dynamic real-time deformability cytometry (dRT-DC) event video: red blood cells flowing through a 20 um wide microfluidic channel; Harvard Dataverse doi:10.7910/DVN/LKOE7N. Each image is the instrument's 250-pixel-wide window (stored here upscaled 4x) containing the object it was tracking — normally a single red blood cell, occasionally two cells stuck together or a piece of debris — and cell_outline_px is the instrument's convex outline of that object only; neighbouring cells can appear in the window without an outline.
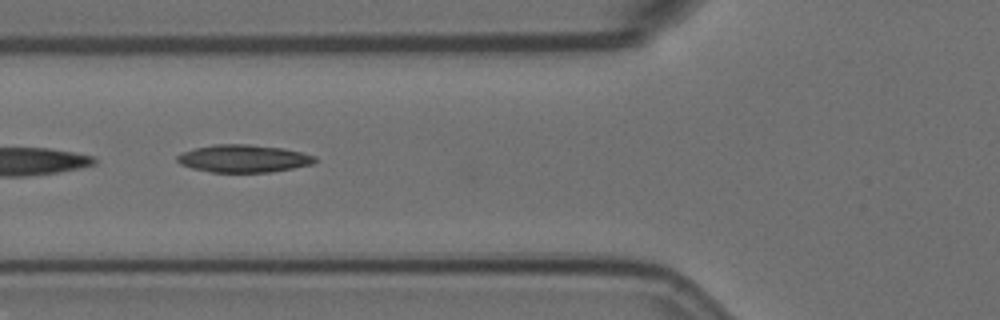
{"species": "Egyptian fruit bat (a non-hibernating species)", "species_latin": "Rousettus aegyptiacus", "temperature_condition": "room temperature", "stored_images_in_passage": 14, "camera_frame_rate_fps": 3000, "um_per_image_px": 0.085, "animal": {"sex": "female"}, "frame": {"image": 1, "passage_image": 7, "time_ms": 2.0, "image_size_px": [1000, 320], "cell_outline_px": [[316, 160], [312, 164], [272, 172], [212, 172], [192, 168], [180, 164], [176, 160], [176, 156], [184, 152], [196, 148], [216, 144], [248, 144], [284, 148], [316, 156]], "centroid_in_image_um": [20.7, 13.47], "position_along_channel_um": 105.1, "area_um2": 22.02}}
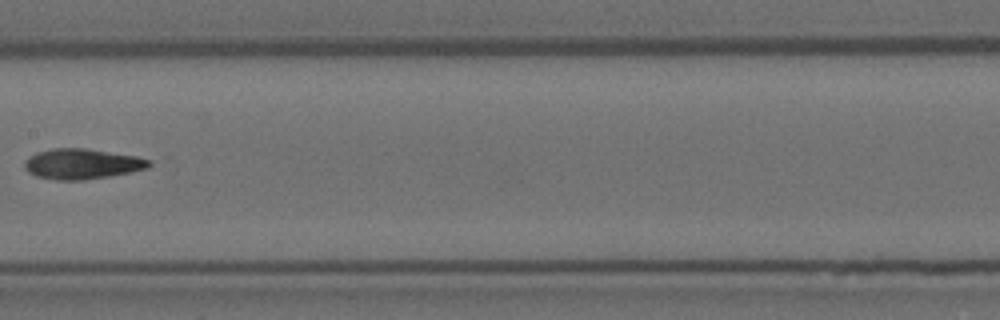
{"frame": {"image": 2, "passage_image": 9, "time_ms": 2.667, "image_size_px": [1000, 320], "cell_outline_px": [[152, 164], [148, 168], [108, 176], [84, 180], [56, 180], [36, 176], [28, 172], [24, 168], [24, 160], [28, 156], [36, 152], [52, 148], [84, 148], [136, 156], [152, 160]], "centroid_in_image_um": [6.93, 13.93], "position_along_channel_um": 200.5, "area_um2": 22.08}}
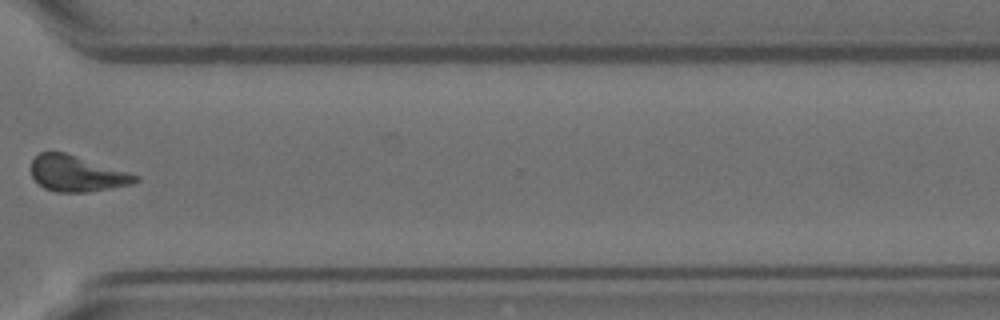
{"frame": {"image": 3, "passage_image": 13, "time_ms": 4.0, "image_size_px": [1000, 320], "cell_outline_px": [[140, 180], [132, 184], [88, 192], [56, 192], [44, 188], [32, 176], [32, 160], [40, 152], [64, 152], [128, 172], [140, 176]], "centroid_in_image_um": [6.54, 14.76], "position_along_channel_um": 364.1, "area_um2": 21.56}}